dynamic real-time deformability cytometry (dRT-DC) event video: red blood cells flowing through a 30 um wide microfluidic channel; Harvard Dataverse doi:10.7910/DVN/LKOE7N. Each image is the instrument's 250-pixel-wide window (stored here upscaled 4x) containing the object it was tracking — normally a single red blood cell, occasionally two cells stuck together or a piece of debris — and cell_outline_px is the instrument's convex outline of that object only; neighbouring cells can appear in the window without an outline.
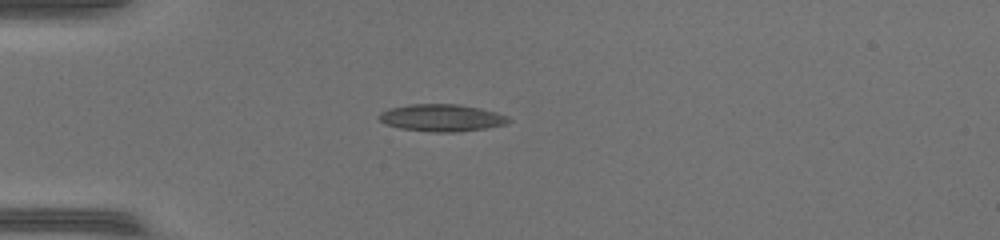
{"species": "common noctule bat (a hibernating species)", "species_latin": "Nyctalus noctula", "temperature_condition": "warm", "stored_images_in_passage": 35, "camera_frame_rate_fps": 3000, "um_per_image_px": 0.085, "animal": {"sex": "female", "body_mass_g": 17.0, "forearm_length_mm": 48.0}, "frame": {"image": 1, "passage_image": 1, "time_ms": 0.0, "image_size_px": [1000, 240], "cell_outline_px": [[512, 120], [504, 124], [488, 128], [456, 132], [436, 132], [400, 128], [388, 124], [380, 120], [380, 112], [388, 108], [408, 104], [460, 104], [480, 108], [496, 112], [508, 116]], "centroid_in_image_um": [37.57, 10.0], "position_along_channel_um": 47.4, "area_um2": 20.46}}
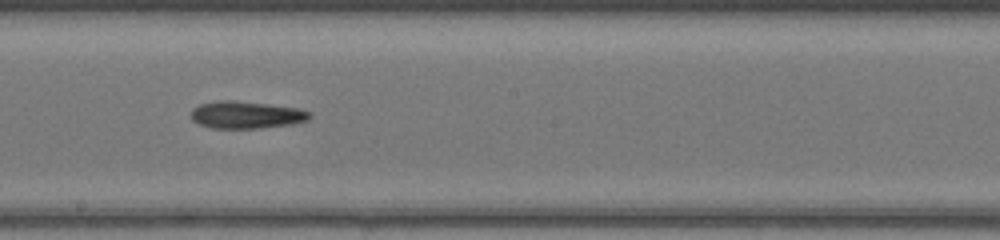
{"frame": {"image": 2, "passage_image": 15, "time_ms": 4.667, "image_size_px": [1000, 240], "cell_outline_px": [[312, 116], [308, 120], [292, 124], [260, 128], [212, 128], [200, 124], [192, 120], [192, 108], [200, 104], [220, 100], [232, 100], [268, 104], [296, 108], [312, 112]], "centroid_in_image_um": [20.95, 9.76], "position_along_channel_um": 227.3, "area_um2": 18.79}}
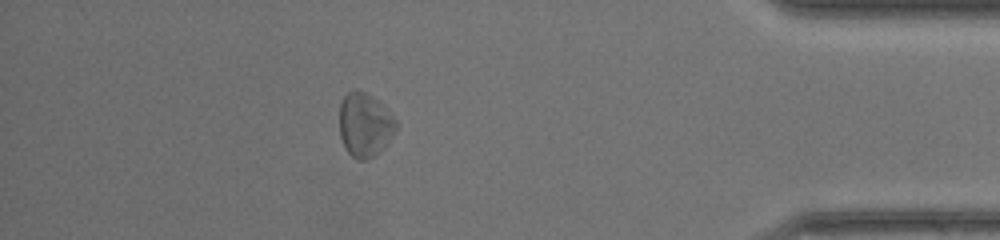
{"frame": {"image": 3, "passage_image": 30, "time_ms": 9.667, "image_size_px": [1000, 240], "cell_outline_px": [[396, 132], [376, 156], [368, 160], [356, 160], [348, 152], [340, 136], [340, 104], [344, 96], [348, 92], [356, 88], [372, 96], [384, 104], [396, 120]], "centroid_in_image_um": [31.03, 10.61], "position_along_channel_um": 404.2, "area_um2": 21.33}}